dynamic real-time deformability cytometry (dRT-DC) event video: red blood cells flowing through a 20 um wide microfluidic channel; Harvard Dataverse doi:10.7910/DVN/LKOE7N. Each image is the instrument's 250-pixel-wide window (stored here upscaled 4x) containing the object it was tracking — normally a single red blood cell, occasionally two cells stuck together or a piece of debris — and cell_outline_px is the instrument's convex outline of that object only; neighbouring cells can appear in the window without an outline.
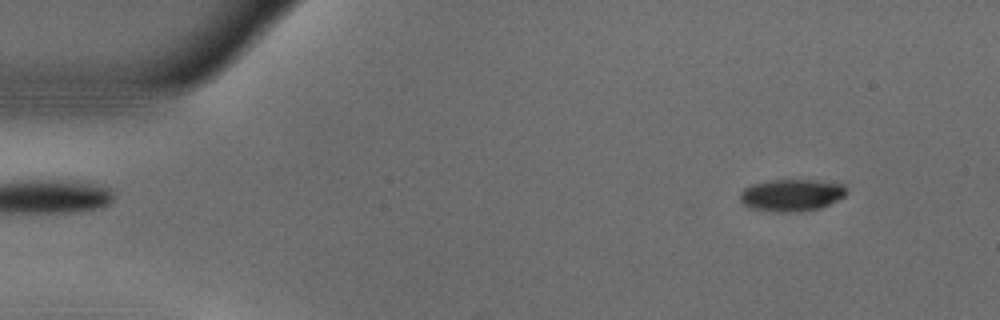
{"species": "common noctule bat (a hibernating species)", "species_latin": "Nyctalus noctula", "temperature_condition": "warm", "stored_images_in_passage": 53, "camera_frame_rate_fps": 3000, "um_per_image_px": 0.085, "animal": {"sex": "male", "body_mass_g": 18.8}, "frame": {"image": 1, "passage_image": 5, "time_ms": 1.333, "image_size_px": [1000, 320], "cell_outline_px": [[848, 192], [844, 196], [820, 208], [796, 212], [776, 212], [748, 208], [740, 200], [740, 192], [744, 188], [752, 184], [772, 180], [816, 180], [844, 184], [848, 188]], "centroid_in_image_um": [67.28, 16.58], "position_along_channel_um": 17.7, "area_um2": 20.0}}
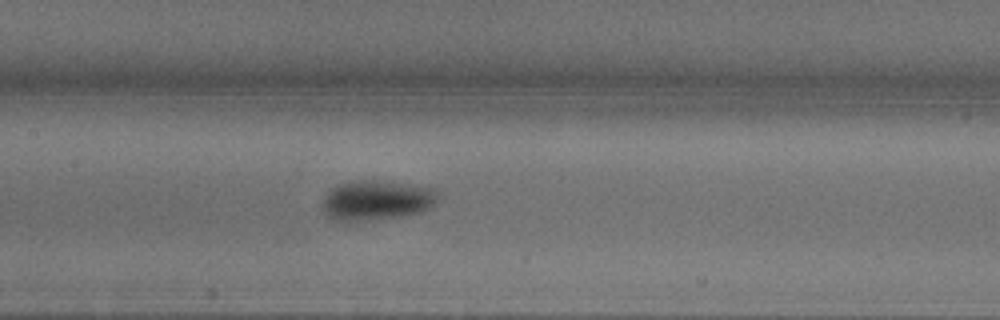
{"frame": {"image": 2, "passage_image": 25, "time_ms": 8.0, "image_size_px": [1000, 320], "cell_outline_px": [[436, 200], [428, 208], [416, 212], [400, 216], [364, 220], [332, 220], [324, 212], [324, 196], [332, 188], [340, 184], [356, 180], [376, 180], [412, 184], [436, 188]], "centroid_in_image_um": [31.99, 16.99], "position_along_channel_um": 175.4, "area_um2": 26.3}}
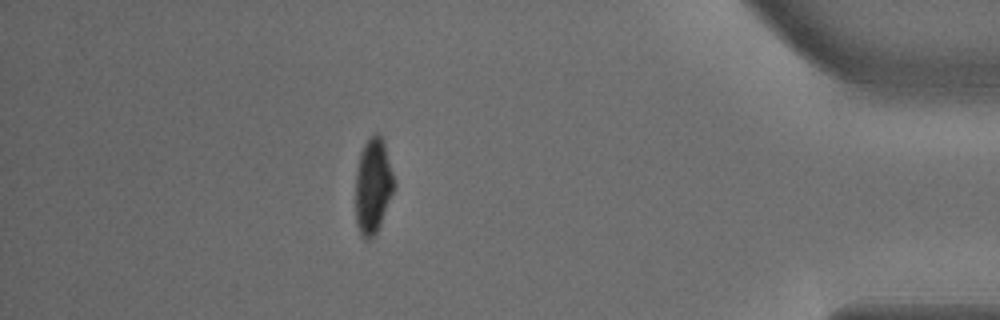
{"frame": {"image": 3, "passage_image": 47, "time_ms": 15.333, "image_size_px": [1000, 320], "cell_outline_px": [[396, 184], [380, 224], [372, 240], [364, 240], [360, 236], [356, 224], [356, 172], [360, 152], [368, 136], [376, 132], [380, 132], [384, 144]], "centroid_in_image_um": [31.69, 15.81], "position_along_channel_um": 403.5, "area_um2": 21.62}, "authors_computed_cell_mechanics": {"area_um2": 23.0622, "velocity_mm_per_s": 3.7298, "shape_relaxation_time_tau1_ms": 2.5616, "shape_relaxation_time_tau2_ms": 2.3041, "deformation_change_tau1": 0.1656, "deformation_change_tau2": 0.0519}}